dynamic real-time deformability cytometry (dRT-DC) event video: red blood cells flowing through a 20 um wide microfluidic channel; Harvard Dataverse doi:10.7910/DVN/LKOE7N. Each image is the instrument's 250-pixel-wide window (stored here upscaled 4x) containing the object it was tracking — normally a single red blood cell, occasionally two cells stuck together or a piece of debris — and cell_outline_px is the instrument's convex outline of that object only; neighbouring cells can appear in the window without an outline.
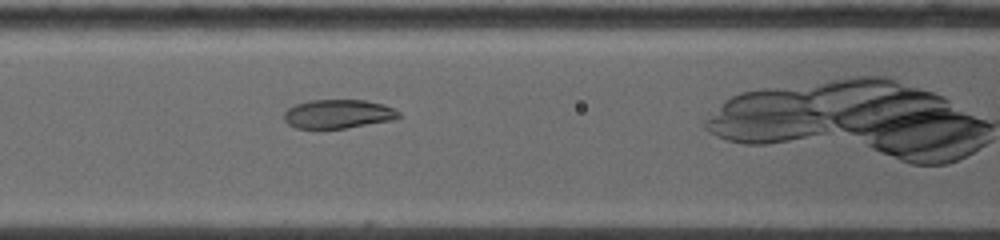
{"species": "common noctule bat (a hibernating species)", "species_latin": "Nyctalus noctula", "temperature_condition": "warm", "stored_images_in_passage": 17, "camera_frame_rate_fps": 5000, "um_per_image_px": 0.085, "animal": {"sex": "female", "body_mass_g": 19.0, "forearm_length_mm": 53.3}, "frame": {"image": 1, "passage_image": 6, "time_ms": 2.8, "image_size_px": [1000, 240], "cell_outline_px": [[400, 116], [388, 120], [344, 128], [296, 128], [288, 124], [284, 120], [284, 112], [288, 108], [296, 104], [308, 100], [364, 100], [384, 104], [400, 112]], "centroid_in_image_um": [28.68, 9.67], "position_along_channel_um": 137.9, "area_um2": 19.02}}